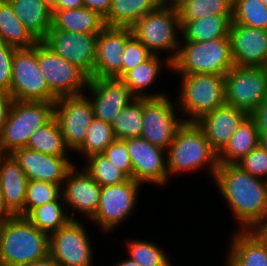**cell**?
Masks as SVG:
<instances>
[{
  "label": "cell",
  "mask_w": 267,
  "mask_h": 266,
  "mask_svg": "<svg viewBox=\"0 0 267 266\" xmlns=\"http://www.w3.org/2000/svg\"><path fill=\"white\" fill-rule=\"evenodd\" d=\"M214 179L243 230H252L267 218V180L236 164L218 166Z\"/></svg>",
  "instance_id": "1"
},
{
  "label": "cell",
  "mask_w": 267,
  "mask_h": 266,
  "mask_svg": "<svg viewBox=\"0 0 267 266\" xmlns=\"http://www.w3.org/2000/svg\"><path fill=\"white\" fill-rule=\"evenodd\" d=\"M49 254V235L26 217L14 216L0 222L1 266H26Z\"/></svg>",
  "instance_id": "2"
},
{
  "label": "cell",
  "mask_w": 267,
  "mask_h": 266,
  "mask_svg": "<svg viewBox=\"0 0 267 266\" xmlns=\"http://www.w3.org/2000/svg\"><path fill=\"white\" fill-rule=\"evenodd\" d=\"M167 171L170 175L191 172L208 165L213 177L218 169V154L195 122H184L176 131L167 151Z\"/></svg>",
  "instance_id": "3"
},
{
  "label": "cell",
  "mask_w": 267,
  "mask_h": 266,
  "mask_svg": "<svg viewBox=\"0 0 267 266\" xmlns=\"http://www.w3.org/2000/svg\"><path fill=\"white\" fill-rule=\"evenodd\" d=\"M171 70L180 74L223 75L235 66L230 38H217L205 42L183 41Z\"/></svg>",
  "instance_id": "4"
},
{
  "label": "cell",
  "mask_w": 267,
  "mask_h": 266,
  "mask_svg": "<svg viewBox=\"0 0 267 266\" xmlns=\"http://www.w3.org/2000/svg\"><path fill=\"white\" fill-rule=\"evenodd\" d=\"M54 117V102L14 100L0 133V153L26 147L30 135Z\"/></svg>",
  "instance_id": "5"
},
{
  "label": "cell",
  "mask_w": 267,
  "mask_h": 266,
  "mask_svg": "<svg viewBox=\"0 0 267 266\" xmlns=\"http://www.w3.org/2000/svg\"><path fill=\"white\" fill-rule=\"evenodd\" d=\"M180 98L175 106L196 122L206 113L225 104L224 76L217 74H180ZM178 106V107H177Z\"/></svg>",
  "instance_id": "6"
},
{
  "label": "cell",
  "mask_w": 267,
  "mask_h": 266,
  "mask_svg": "<svg viewBox=\"0 0 267 266\" xmlns=\"http://www.w3.org/2000/svg\"><path fill=\"white\" fill-rule=\"evenodd\" d=\"M131 30L152 54H158L159 50L174 51L165 62L171 68V62L176 58L181 46L177 37V30H181L178 11L156 7L140 18Z\"/></svg>",
  "instance_id": "7"
},
{
  "label": "cell",
  "mask_w": 267,
  "mask_h": 266,
  "mask_svg": "<svg viewBox=\"0 0 267 266\" xmlns=\"http://www.w3.org/2000/svg\"><path fill=\"white\" fill-rule=\"evenodd\" d=\"M9 93L13 100L55 102L58 98L49 90L39 69L36 44L32 48L16 49L12 61Z\"/></svg>",
  "instance_id": "8"
},
{
  "label": "cell",
  "mask_w": 267,
  "mask_h": 266,
  "mask_svg": "<svg viewBox=\"0 0 267 266\" xmlns=\"http://www.w3.org/2000/svg\"><path fill=\"white\" fill-rule=\"evenodd\" d=\"M225 104L251 113L267 97V67H232L224 76Z\"/></svg>",
  "instance_id": "9"
},
{
  "label": "cell",
  "mask_w": 267,
  "mask_h": 266,
  "mask_svg": "<svg viewBox=\"0 0 267 266\" xmlns=\"http://www.w3.org/2000/svg\"><path fill=\"white\" fill-rule=\"evenodd\" d=\"M39 69L44 75L49 90L57 97L83 94L89 77L78 67L53 52L42 41L36 43Z\"/></svg>",
  "instance_id": "10"
},
{
  "label": "cell",
  "mask_w": 267,
  "mask_h": 266,
  "mask_svg": "<svg viewBox=\"0 0 267 266\" xmlns=\"http://www.w3.org/2000/svg\"><path fill=\"white\" fill-rule=\"evenodd\" d=\"M175 102L167 96L143 97V119L140 137L167 151L177 129L184 121L176 117Z\"/></svg>",
  "instance_id": "11"
},
{
  "label": "cell",
  "mask_w": 267,
  "mask_h": 266,
  "mask_svg": "<svg viewBox=\"0 0 267 266\" xmlns=\"http://www.w3.org/2000/svg\"><path fill=\"white\" fill-rule=\"evenodd\" d=\"M54 117L60 126L67 148L77 151L82 146L87 129L94 119L89 97L78 94L58 98L54 102Z\"/></svg>",
  "instance_id": "12"
},
{
  "label": "cell",
  "mask_w": 267,
  "mask_h": 266,
  "mask_svg": "<svg viewBox=\"0 0 267 266\" xmlns=\"http://www.w3.org/2000/svg\"><path fill=\"white\" fill-rule=\"evenodd\" d=\"M97 38V34L49 29L42 42L60 57L82 70L89 78H92L94 76Z\"/></svg>",
  "instance_id": "13"
},
{
  "label": "cell",
  "mask_w": 267,
  "mask_h": 266,
  "mask_svg": "<svg viewBox=\"0 0 267 266\" xmlns=\"http://www.w3.org/2000/svg\"><path fill=\"white\" fill-rule=\"evenodd\" d=\"M141 184L128 178L119 184L103 186L97 212L91 221L102 231L115 229L133 212Z\"/></svg>",
  "instance_id": "14"
},
{
  "label": "cell",
  "mask_w": 267,
  "mask_h": 266,
  "mask_svg": "<svg viewBox=\"0 0 267 266\" xmlns=\"http://www.w3.org/2000/svg\"><path fill=\"white\" fill-rule=\"evenodd\" d=\"M85 225L70 220L49 235V255L60 266H91L92 248Z\"/></svg>",
  "instance_id": "15"
},
{
  "label": "cell",
  "mask_w": 267,
  "mask_h": 266,
  "mask_svg": "<svg viewBox=\"0 0 267 266\" xmlns=\"http://www.w3.org/2000/svg\"><path fill=\"white\" fill-rule=\"evenodd\" d=\"M131 157L132 179L139 183L163 186L168 181L166 150L154 146L142 137L126 139Z\"/></svg>",
  "instance_id": "16"
},
{
  "label": "cell",
  "mask_w": 267,
  "mask_h": 266,
  "mask_svg": "<svg viewBox=\"0 0 267 266\" xmlns=\"http://www.w3.org/2000/svg\"><path fill=\"white\" fill-rule=\"evenodd\" d=\"M92 94L89 98L94 117L111 124L114 118L136 98L120 78L89 79L87 86Z\"/></svg>",
  "instance_id": "17"
},
{
  "label": "cell",
  "mask_w": 267,
  "mask_h": 266,
  "mask_svg": "<svg viewBox=\"0 0 267 266\" xmlns=\"http://www.w3.org/2000/svg\"><path fill=\"white\" fill-rule=\"evenodd\" d=\"M133 35L129 27L105 26L98 34L94 76L96 78H121L123 52L127 40Z\"/></svg>",
  "instance_id": "18"
},
{
  "label": "cell",
  "mask_w": 267,
  "mask_h": 266,
  "mask_svg": "<svg viewBox=\"0 0 267 266\" xmlns=\"http://www.w3.org/2000/svg\"><path fill=\"white\" fill-rule=\"evenodd\" d=\"M229 38L235 66L267 67V30L231 22Z\"/></svg>",
  "instance_id": "19"
},
{
  "label": "cell",
  "mask_w": 267,
  "mask_h": 266,
  "mask_svg": "<svg viewBox=\"0 0 267 266\" xmlns=\"http://www.w3.org/2000/svg\"><path fill=\"white\" fill-rule=\"evenodd\" d=\"M11 155L25 171L28 180L63 184L66 175L73 167L67 156H53L22 147L15 149Z\"/></svg>",
  "instance_id": "20"
},
{
  "label": "cell",
  "mask_w": 267,
  "mask_h": 266,
  "mask_svg": "<svg viewBox=\"0 0 267 266\" xmlns=\"http://www.w3.org/2000/svg\"><path fill=\"white\" fill-rule=\"evenodd\" d=\"M248 116L245 110L224 104L206 113L195 123L203 131L212 149L219 154Z\"/></svg>",
  "instance_id": "21"
},
{
  "label": "cell",
  "mask_w": 267,
  "mask_h": 266,
  "mask_svg": "<svg viewBox=\"0 0 267 266\" xmlns=\"http://www.w3.org/2000/svg\"><path fill=\"white\" fill-rule=\"evenodd\" d=\"M75 167L69 170L63 182L65 186L61 189V200L91 220L97 212L102 187L86 170L76 173Z\"/></svg>",
  "instance_id": "22"
},
{
  "label": "cell",
  "mask_w": 267,
  "mask_h": 266,
  "mask_svg": "<svg viewBox=\"0 0 267 266\" xmlns=\"http://www.w3.org/2000/svg\"><path fill=\"white\" fill-rule=\"evenodd\" d=\"M0 180L7 208L15 216L25 217L28 178L11 154L0 155Z\"/></svg>",
  "instance_id": "23"
},
{
  "label": "cell",
  "mask_w": 267,
  "mask_h": 266,
  "mask_svg": "<svg viewBox=\"0 0 267 266\" xmlns=\"http://www.w3.org/2000/svg\"><path fill=\"white\" fill-rule=\"evenodd\" d=\"M226 266H267V246L253 230L233 236Z\"/></svg>",
  "instance_id": "24"
},
{
  "label": "cell",
  "mask_w": 267,
  "mask_h": 266,
  "mask_svg": "<svg viewBox=\"0 0 267 266\" xmlns=\"http://www.w3.org/2000/svg\"><path fill=\"white\" fill-rule=\"evenodd\" d=\"M7 1L30 34L37 41H42L52 26V10L42 0Z\"/></svg>",
  "instance_id": "25"
},
{
  "label": "cell",
  "mask_w": 267,
  "mask_h": 266,
  "mask_svg": "<svg viewBox=\"0 0 267 266\" xmlns=\"http://www.w3.org/2000/svg\"><path fill=\"white\" fill-rule=\"evenodd\" d=\"M104 27V18L86 7L52 10V26L50 29L98 35Z\"/></svg>",
  "instance_id": "26"
},
{
  "label": "cell",
  "mask_w": 267,
  "mask_h": 266,
  "mask_svg": "<svg viewBox=\"0 0 267 266\" xmlns=\"http://www.w3.org/2000/svg\"><path fill=\"white\" fill-rule=\"evenodd\" d=\"M259 143V130L248 116L233 133L225 148L218 154L219 165L236 164Z\"/></svg>",
  "instance_id": "27"
},
{
  "label": "cell",
  "mask_w": 267,
  "mask_h": 266,
  "mask_svg": "<svg viewBox=\"0 0 267 266\" xmlns=\"http://www.w3.org/2000/svg\"><path fill=\"white\" fill-rule=\"evenodd\" d=\"M182 40L205 42L217 38H229L232 16H207L199 20H180Z\"/></svg>",
  "instance_id": "28"
},
{
  "label": "cell",
  "mask_w": 267,
  "mask_h": 266,
  "mask_svg": "<svg viewBox=\"0 0 267 266\" xmlns=\"http://www.w3.org/2000/svg\"><path fill=\"white\" fill-rule=\"evenodd\" d=\"M0 41L16 49L32 48L38 42L18 19L7 0H0Z\"/></svg>",
  "instance_id": "29"
},
{
  "label": "cell",
  "mask_w": 267,
  "mask_h": 266,
  "mask_svg": "<svg viewBox=\"0 0 267 266\" xmlns=\"http://www.w3.org/2000/svg\"><path fill=\"white\" fill-rule=\"evenodd\" d=\"M157 6L152 0H112L105 26L131 28L140 18Z\"/></svg>",
  "instance_id": "30"
},
{
  "label": "cell",
  "mask_w": 267,
  "mask_h": 266,
  "mask_svg": "<svg viewBox=\"0 0 267 266\" xmlns=\"http://www.w3.org/2000/svg\"><path fill=\"white\" fill-rule=\"evenodd\" d=\"M160 69L161 60L157 54H152L143 63L127 71L120 79L128 86L130 92L136 98L161 97L164 96V94H143V90H146L147 87H149L157 78L159 72L161 71Z\"/></svg>",
  "instance_id": "31"
},
{
  "label": "cell",
  "mask_w": 267,
  "mask_h": 266,
  "mask_svg": "<svg viewBox=\"0 0 267 266\" xmlns=\"http://www.w3.org/2000/svg\"><path fill=\"white\" fill-rule=\"evenodd\" d=\"M26 147L53 156H67L69 150L55 117L32 132Z\"/></svg>",
  "instance_id": "32"
},
{
  "label": "cell",
  "mask_w": 267,
  "mask_h": 266,
  "mask_svg": "<svg viewBox=\"0 0 267 266\" xmlns=\"http://www.w3.org/2000/svg\"><path fill=\"white\" fill-rule=\"evenodd\" d=\"M61 196L52 202L33 208L25 217L40 231L48 235L56 232L65 226L73 216H68L64 212V205L61 203Z\"/></svg>",
  "instance_id": "33"
},
{
  "label": "cell",
  "mask_w": 267,
  "mask_h": 266,
  "mask_svg": "<svg viewBox=\"0 0 267 266\" xmlns=\"http://www.w3.org/2000/svg\"><path fill=\"white\" fill-rule=\"evenodd\" d=\"M143 98H134L111 123L115 139L140 137L142 132Z\"/></svg>",
  "instance_id": "34"
},
{
  "label": "cell",
  "mask_w": 267,
  "mask_h": 266,
  "mask_svg": "<svg viewBox=\"0 0 267 266\" xmlns=\"http://www.w3.org/2000/svg\"><path fill=\"white\" fill-rule=\"evenodd\" d=\"M180 20H199L207 16H233V0H185L178 10Z\"/></svg>",
  "instance_id": "35"
},
{
  "label": "cell",
  "mask_w": 267,
  "mask_h": 266,
  "mask_svg": "<svg viewBox=\"0 0 267 266\" xmlns=\"http://www.w3.org/2000/svg\"><path fill=\"white\" fill-rule=\"evenodd\" d=\"M232 22L267 30V5L261 0H233Z\"/></svg>",
  "instance_id": "36"
},
{
  "label": "cell",
  "mask_w": 267,
  "mask_h": 266,
  "mask_svg": "<svg viewBox=\"0 0 267 266\" xmlns=\"http://www.w3.org/2000/svg\"><path fill=\"white\" fill-rule=\"evenodd\" d=\"M114 140L111 124L94 117L87 129L84 142L77 152L84 153L85 158L94 154H102Z\"/></svg>",
  "instance_id": "37"
},
{
  "label": "cell",
  "mask_w": 267,
  "mask_h": 266,
  "mask_svg": "<svg viewBox=\"0 0 267 266\" xmlns=\"http://www.w3.org/2000/svg\"><path fill=\"white\" fill-rule=\"evenodd\" d=\"M83 168L101 186L125 182L129 177L116 168L103 154H94L86 158Z\"/></svg>",
  "instance_id": "38"
},
{
  "label": "cell",
  "mask_w": 267,
  "mask_h": 266,
  "mask_svg": "<svg viewBox=\"0 0 267 266\" xmlns=\"http://www.w3.org/2000/svg\"><path fill=\"white\" fill-rule=\"evenodd\" d=\"M127 248L129 258L141 266H171L166 254L152 242L130 240L127 242Z\"/></svg>",
  "instance_id": "39"
},
{
  "label": "cell",
  "mask_w": 267,
  "mask_h": 266,
  "mask_svg": "<svg viewBox=\"0 0 267 266\" xmlns=\"http://www.w3.org/2000/svg\"><path fill=\"white\" fill-rule=\"evenodd\" d=\"M60 185L38 180H28L25 199V216L40 205L57 200L62 196Z\"/></svg>",
  "instance_id": "40"
},
{
  "label": "cell",
  "mask_w": 267,
  "mask_h": 266,
  "mask_svg": "<svg viewBox=\"0 0 267 266\" xmlns=\"http://www.w3.org/2000/svg\"><path fill=\"white\" fill-rule=\"evenodd\" d=\"M122 76L129 70L147 60L152 53L147 47L132 35L126 42L123 52Z\"/></svg>",
  "instance_id": "41"
},
{
  "label": "cell",
  "mask_w": 267,
  "mask_h": 266,
  "mask_svg": "<svg viewBox=\"0 0 267 266\" xmlns=\"http://www.w3.org/2000/svg\"><path fill=\"white\" fill-rule=\"evenodd\" d=\"M116 168L132 179V164L126 140L115 139L102 153Z\"/></svg>",
  "instance_id": "42"
},
{
  "label": "cell",
  "mask_w": 267,
  "mask_h": 266,
  "mask_svg": "<svg viewBox=\"0 0 267 266\" xmlns=\"http://www.w3.org/2000/svg\"><path fill=\"white\" fill-rule=\"evenodd\" d=\"M236 165L257 178L266 177L265 180H267V151L259 145Z\"/></svg>",
  "instance_id": "43"
},
{
  "label": "cell",
  "mask_w": 267,
  "mask_h": 266,
  "mask_svg": "<svg viewBox=\"0 0 267 266\" xmlns=\"http://www.w3.org/2000/svg\"><path fill=\"white\" fill-rule=\"evenodd\" d=\"M16 48L0 41V90L9 93L12 61Z\"/></svg>",
  "instance_id": "44"
},
{
  "label": "cell",
  "mask_w": 267,
  "mask_h": 266,
  "mask_svg": "<svg viewBox=\"0 0 267 266\" xmlns=\"http://www.w3.org/2000/svg\"><path fill=\"white\" fill-rule=\"evenodd\" d=\"M249 116L254 120L259 134L267 132V97H265Z\"/></svg>",
  "instance_id": "45"
},
{
  "label": "cell",
  "mask_w": 267,
  "mask_h": 266,
  "mask_svg": "<svg viewBox=\"0 0 267 266\" xmlns=\"http://www.w3.org/2000/svg\"><path fill=\"white\" fill-rule=\"evenodd\" d=\"M13 98L7 91L0 90V133L5 125L9 111L11 109Z\"/></svg>",
  "instance_id": "46"
},
{
  "label": "cell",
  "mask_w": 267,
  "mask_h": 266,
  "mask_svg": "<svg viewBox=\"0 0 267 266\" xmlns=\"http://www.w3.org/2000/svg\"><path fill=\"white\" fill-rule=\"evenodd\" d=\"M112 0H83V7L97 12L101 17L105 18L110 9Z\"/></svg>",
  "instance_id": "47"
},
{
  "label": "cell",
  "mask_w": 267,
  "mask_h": 266,
  "mask_svg": "<svg viewBox=\"0 0 267 266\" xmlns=\"http://www.w3.org/2000/svg\"><path fill=\"white\" fill-rule=\"evenodd\" d=\"M83 7V0H58L53 10L78 9Z\"/></svg>",
  "instance_id": "48"
},
{
  "label": "cell",
  "mask_w": 267,
  "mask_h": 266,
  "mask_svg": "<svg viewBox=\"0 0 267 266\" xmlns=\"http://www.w3.org/2000/svg\"><path fill=\"white\" fill-rule=\"evenodd\" d=\"M14 216L15 215L7 208L5 204L0 180V222H4Z\"/></svg>",
  "instance_id": "49"
},
{
  "label": "cell",
  "mask_w": 267,
  "mask_h": 266,
  "mask_svg": "<svg viewBox=\"0 0 267 266\" xmlns=\"http://www.w3.org/2000/svg\"><path fill=\"white\" fill-rule=\"evenodd\" d=\"M252 230L267 246V218L259 222Z\"/></svg>",
  "instance_id": "50"
},
{
  "label": "cell",
  "mask_w": 267,
  "mask_h": 266,
  "mask_svg": "<svg viewBox=\"0 0 267 266\" xmlns=\"http://www.w3.org/2000/svg\"><path fill=\"white\" fill-rule=\"evenodd\" d=\"M26 266H60L49 254L40 259L33 261L30 264H27Z\"/></svg>",
  "instance_id": "51"
},
{
  "label": "cell",
  "mask_w": 267,
  "mask_h": 266,
  "mask_svg": "<svg viewBox=\"0 0 267 266\" xmlns=\"http://www.w3.org/2000/svg\"><path fill=\"white\" fill-rule=\"evenodd\" d=\"M185 0H163V8L178 11L184 4Z\"/></svg>",
  "instance_id": "52"
},
{
  "label": "cell",
  "mask_w": 267,
  "mask_h": 266,
  "mask_svg": "<svg viewBox=\"0 0 267 266\" xmlns=\"http://www.w3.org/2000/svg\"><path fill=\"white\" fill-rule=\"evenodd\" d=\"M258 145L267 151V132H262L259 134V143Z\"/></svg>",
  "instance_id": "53"
},
{
  "label": "cell",
  "mask_w": 267,
  "mask_h": 266,
  "mask_svg": "<svg viewBox=\"0 0 267 266\" xmlns=\"http://www.w3.org/2000/svg\"><path fill=\"white\" fill-rule=\"evenodd\" d=\"M115 266H141L136 261L129 259L122 260L121 262H118Z\"/></svg>",
  "instance_id": "54"
},
{
  "label": "cell",
  "mask_w": 267,
  "mask_h": 266,
  "mask_svg": "<svg viewBox=\"0 0 267 266\" xmlns=\"http://www.w3.org/2000/svg\"><path fill=\"white\" fill-rule=\"evenodd\" d=\"M58 0H42V2L49 7L51 10H53L56 7Z\"/></svg>",
  "instance_id": "55"
},
{
  "label": "cell",
  "mask_w": 267,
  "mask_h": 266,
  "mask_svg": "<svg viewBox=\"0 0 267 266\" xmlns=\"http://www.w3.org/2000/svg\"><path fill=\"white\" fill-rule=\"evenodd\" d=\"M157 7L163 8V0H152Z\"/></svg>",
  "instance_id": "56"
},
{
  "label": "cell",
  "mask_w": 267,
  "mask_h": 266,
  "mask_svg": "<svg viewBox=\"0 0 267 266\" xmlns=\"http://www.w3.org/2000/svg\"><path fill=\"white\" fill-rule=\"evenodd\" d=\"M261 1L267 5V0H261Z\"/></svg>",
  "instance_id": "57"
}]
</instances>
